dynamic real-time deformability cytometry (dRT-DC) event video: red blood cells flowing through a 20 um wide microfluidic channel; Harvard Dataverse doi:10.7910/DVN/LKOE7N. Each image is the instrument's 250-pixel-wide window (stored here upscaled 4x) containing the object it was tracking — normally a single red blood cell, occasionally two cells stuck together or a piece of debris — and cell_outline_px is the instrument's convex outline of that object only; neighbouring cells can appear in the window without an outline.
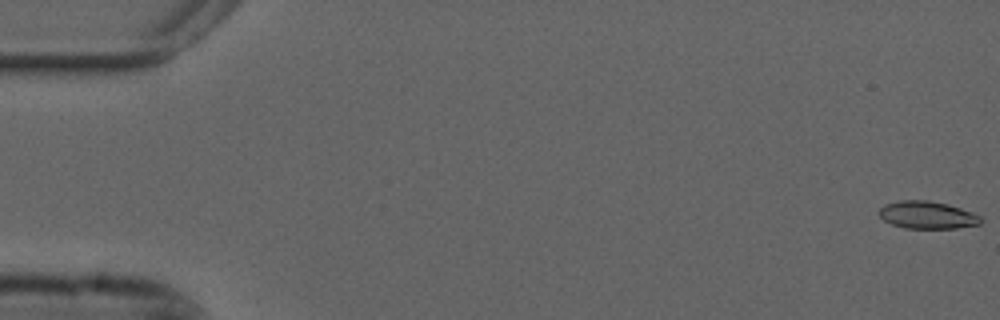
{"species": "common noctule bat (a hibernating species)", "species_latin": "Nyctalus noctula", "temperature_condition": "cold", "stored_images_in_passage": 56, "camera_frame_rate_fps": 3000, "um_per_image_px": 0.085, "animal": {"sex": "male", "forearm_length_mm": 52.5}, "frame": {"image": 1, "passage_image": 1, "time_ms": 0.0, "image_size_px": [1000, 320], "cell_outline_px": [[984, 220], [980, 224], [956, 228], [904, 228], [892, 224], [884, 220], [876, 212], [884, 204], [900, 200], [928, 200], [948, 204], [972, 212], [980, 216]], "centroid_in_image_um": [78.8, 18.27], "position_along_channel_um": 6.2, "area_um2": 16.42}}
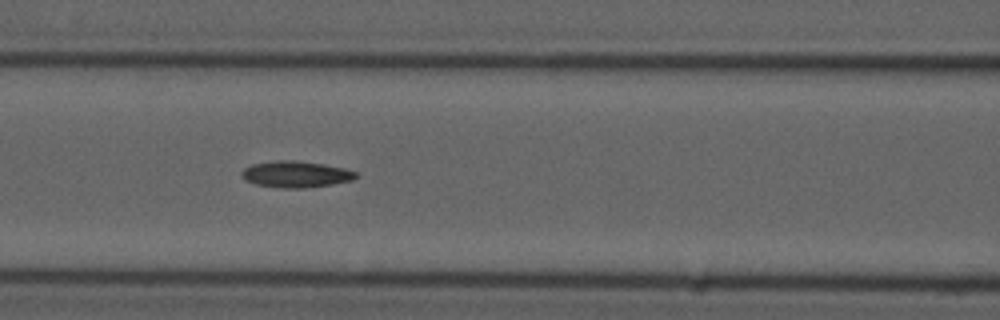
{"frame": {"image": 2, "passage_image": 24, "time_ms": 7.667, "image_size_px": [1000, 320], "cell_outline_px": [[356, 176], [352, 180], [332, 184], [304, 188], [280, 188], [256, 184], [244, 180], [240, 176], [240, 172], [244, 168], [252, 164], [276, 160], [296, 160], [324, 164], [344, 168], [356, 172]], "centroid_in_image_um": [25.09, 14.81], "position_along_channel_um": 141.5, "area_um2": 17.63}}
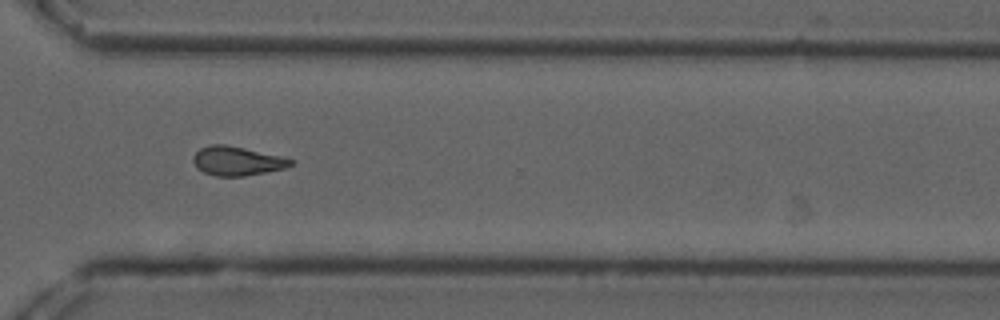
{"frame": {"image": 3, "passage_image": 41, "time_ms": 13.333, "image_size_px": [1000, 320], "cell_outline_px": [[296, 164], [284, 168], [244, 176], [216, 176], [204, 172], [196, 168], [192, 160], [192, 156], [200, 148], [212, 144], [224, 144], [244, 148], [280, 156], [296, 160]], "centroid_in_image_um": [20.14, 13.68], "position_along_channel_um": 350.5, "area_um2": 16.53}}